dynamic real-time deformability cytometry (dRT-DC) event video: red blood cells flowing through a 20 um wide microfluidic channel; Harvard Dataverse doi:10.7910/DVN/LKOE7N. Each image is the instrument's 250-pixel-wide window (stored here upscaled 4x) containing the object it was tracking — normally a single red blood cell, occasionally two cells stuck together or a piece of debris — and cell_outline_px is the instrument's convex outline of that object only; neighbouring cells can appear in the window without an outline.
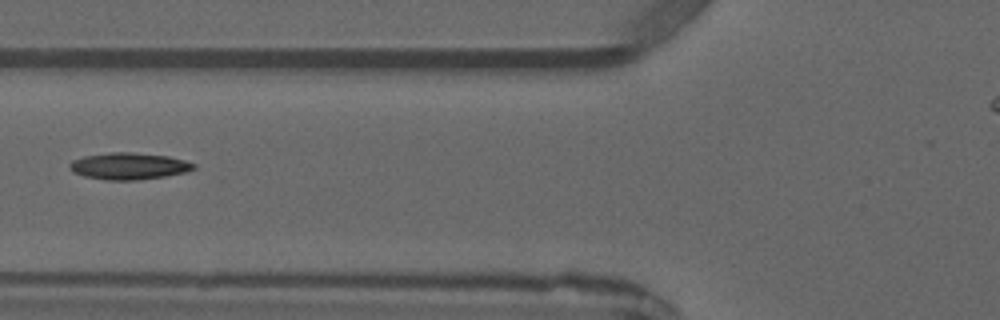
{"species": "common noctule bat (a hibernating species)", "species_latin": "Nyctalus noctula", "temperature_condition": "warm", "stored_images_in_passage": 2, "camera_frame_rate_fps": 3000, "um_per_image_px": 0.085, "animal": {"sex": "male", "forearm_length_mm": 52.5}, "frame": {"image": 1, "passage_image": 2, "time_ms": 1.0, "image_size_px": [1000, 320], "cell_outline_px": [[196, 168], [184, 172], [164, 176], [136, 180], [108, 180], [84, 176], [72, 172], [68, 168], [68, 164], [72, 160], [84, 156], [112, 152], [132, 152], [168, 156], [184, 160], [196, 164]], "centroid_in_image_um": [10.92, 14.11], "position_along_channel_um": 114.9, "area_um2": 19.31}}